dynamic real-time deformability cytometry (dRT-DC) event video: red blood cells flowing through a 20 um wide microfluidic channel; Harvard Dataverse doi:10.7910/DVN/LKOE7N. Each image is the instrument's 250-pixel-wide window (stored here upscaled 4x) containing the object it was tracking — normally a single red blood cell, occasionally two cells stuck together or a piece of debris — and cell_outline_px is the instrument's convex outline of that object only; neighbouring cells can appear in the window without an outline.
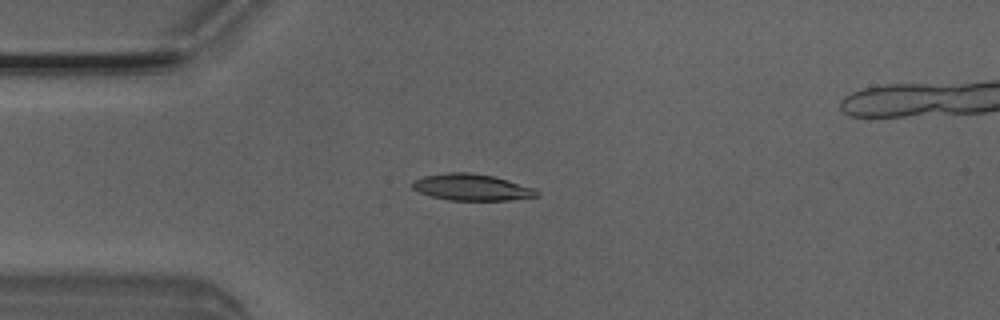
{"species": "Egyptian fruit bat (a non-hibernating species)", "species_latin": "Rousettus aegyptiacus", "temperature_condition": "room temperature", "stored_images_in_passage": 4, "camera_frame_rate_fps": 3000, "um_per_image_px": 0.085, "animal": {"sex": "male"}, "frame": {"image": 1, "passage_image": 4, "time_ms": 1.0, "image_size_px": [1000, 320], "cell_outline_px": [[540, 196], [508, 200], [448, 200], [432, 196], [420, 192], [412, 188], [412, 180], [424, 176], [448, 172], [468, 172], [492, 176], [508, 180], [532, 188], [540, 192]], "centroid_in_image_um": [40.08, 15.92], "position_along_channel_um": 44.9, "area_um2": 19.07}}